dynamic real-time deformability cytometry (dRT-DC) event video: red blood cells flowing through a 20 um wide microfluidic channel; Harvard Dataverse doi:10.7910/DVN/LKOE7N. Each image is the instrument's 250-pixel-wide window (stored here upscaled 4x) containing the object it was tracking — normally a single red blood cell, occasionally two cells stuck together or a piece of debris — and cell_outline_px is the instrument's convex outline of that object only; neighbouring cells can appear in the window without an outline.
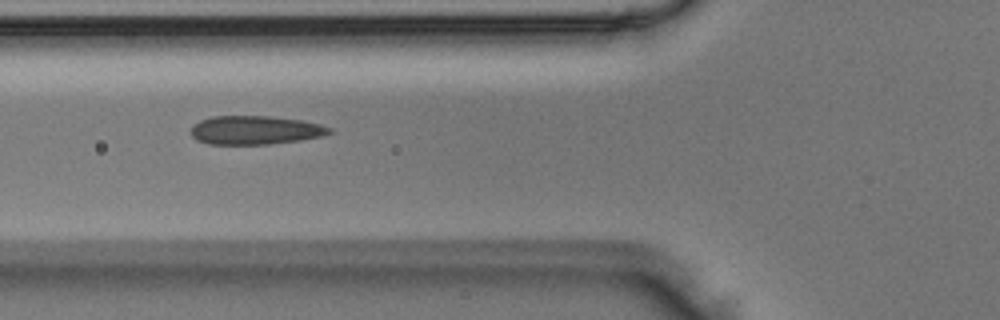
{"species": "Egyptian fruit bat (a non-hibernating species)", "species_latin": "Rousettus aegyptiacus", "temperature_condition": "room temperature", "stored_images_in_passage": 8, "camera_frame_rate_fps": 3000, "um_per_image_px": 0.085, "animal": {"sex": "male"}, "frame": {"image": 1, "passage_image": 5, "time_ms": 1.333, "image_size_px": [1000, 320], "cell_outline_px": [[336, 132], [324, 136], [300, 140], [268, 144], [208, 144], [196, 140], [192, 136], [192, 128], [200, 120], [212, 116], [272, 116], [300, 120], [320, 124], [332, 128]], "centroid_in_image_um": [21.75, 11.06], "position_along_channel_um": 104.1, "area_um2": 23.24}}
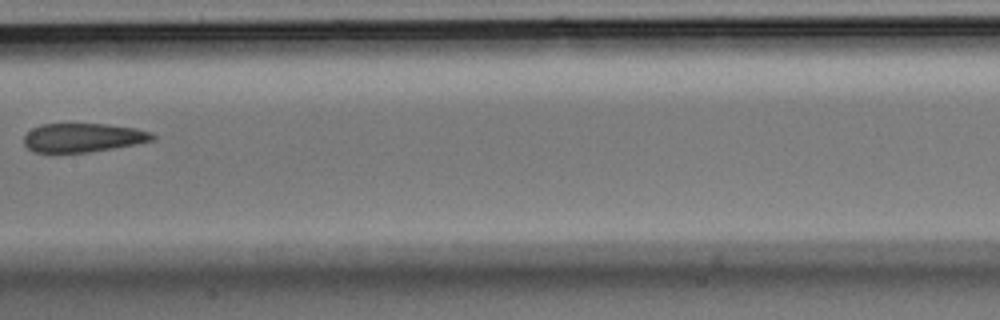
{"frame": {"image": 2, "passage_image": 7, "time_ms": 2.0, "image_size_px": [1000, 320], "cell_outline_px": [[156, 140], [136, 144], [88, 152], [32, 152], [24, 144], [24, 136], [32, 128], [40, 124], [104, 124], [136, 128], [152, 132], [156, 136]], "centroid_in_image_um": [7.07, 11.69], "position_along_channel_um": 200.3, "area_um2": 21.62}}
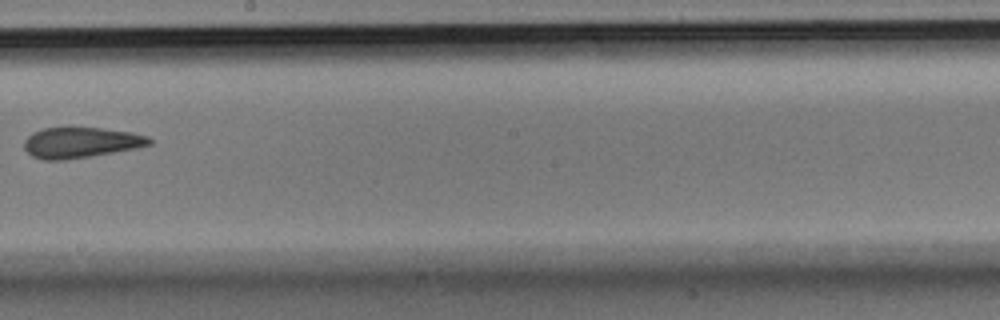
{"frame": {"image": 3, "passage_image": 8, "time_ms": 2.333, "image_size_px": [1000, 320], "cell_outline_px": [[152, 144], [136, 148], [64, 160], [44, 160], [32, 156], [24, 148], [24, 140], [32, 132], [44, 128], [68, 124], [132, 132], [148, 136], [152, 140]], "centroid_in_image_um": [6.83, 12.07], "position_along_channel_um": 241.4, "area_um2": 22.95}}